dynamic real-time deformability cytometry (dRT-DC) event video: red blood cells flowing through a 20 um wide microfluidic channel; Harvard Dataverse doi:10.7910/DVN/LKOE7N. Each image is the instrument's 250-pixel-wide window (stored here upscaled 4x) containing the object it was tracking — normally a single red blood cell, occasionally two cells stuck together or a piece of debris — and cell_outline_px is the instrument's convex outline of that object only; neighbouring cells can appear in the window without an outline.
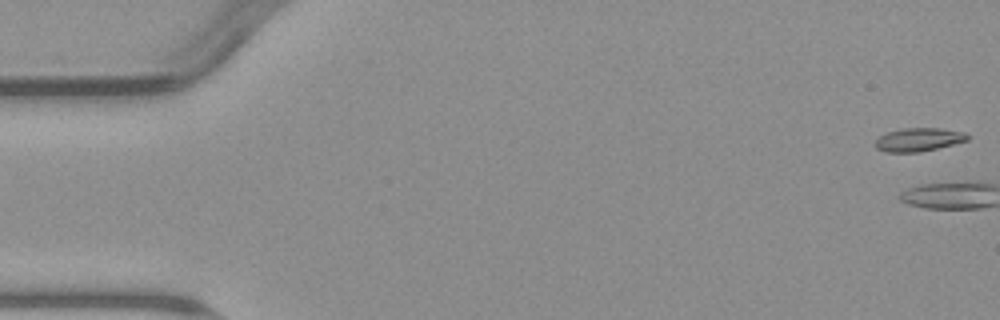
{"species": "common noctule bat (a hibernating species)", "species_latin": "Nyctalus noctula", "temperature_condition": "warm", "stored_images_in_passage": 5, "camera_frame_rate_fps": 3000, "um_per_image_px": 0.085, "animal": {"sex": "male", "body_mass_g": 23.1, "forearm_length_mm": 52.7}, "frame": {"image": 1, "passage_image": 1, "time_ms": 0.0, "image_size_px": [1000, 320], "cell_outline_px": [[972, 136], [968, 140], [920, 152], [884, 152], [876, 148], [876, 140], [880, 136], [888, 132], [904, 128], [940, 128], [964, 132]], "centroid_in_image_um": [78.11, 11.86], "position_along_channel_um": 6.9, "area_um2": 12.48}}